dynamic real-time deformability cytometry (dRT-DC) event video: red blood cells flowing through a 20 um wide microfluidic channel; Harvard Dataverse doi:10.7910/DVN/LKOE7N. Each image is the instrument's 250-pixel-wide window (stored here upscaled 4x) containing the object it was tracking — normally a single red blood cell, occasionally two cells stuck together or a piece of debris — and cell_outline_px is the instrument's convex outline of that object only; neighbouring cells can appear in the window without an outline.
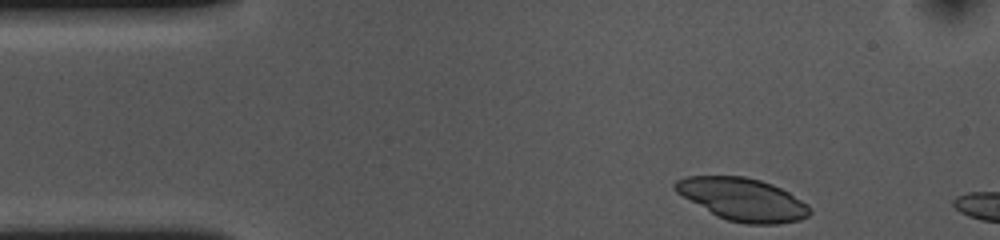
{"species": "common noctule bat (a hibernating species)", "species_latin": "Nyctalus noctula", "temperature_condition": "cold", "stored_images_in_passage": 5, "camera_frame_rate_fps": 3000, "um_per_image_px": 0.085, "animal": {"sex": "female", "body_mass_g": 10.0, "forearm_length_mm": 53.1}, "frame": {"image": 1, "passage_image": 1, "time_ms": 0.0, "image_size_px": [1000, 240], "cell_outline_px": [[812, 212], [808, 216], [800, 220], [780, 224], [744, 224], [728, 220], [716, 216], [676, 192], [672, 188], [672, 184], [676, 180], [688, 176], [744, 176], [760, 180], [772, 184], [788, 192], [808, 204], [812, 208]], "centroid_in_image_um": [63.13, 16.95], "position_along_channel_um": 21.9, "area_um2": 33.58}}